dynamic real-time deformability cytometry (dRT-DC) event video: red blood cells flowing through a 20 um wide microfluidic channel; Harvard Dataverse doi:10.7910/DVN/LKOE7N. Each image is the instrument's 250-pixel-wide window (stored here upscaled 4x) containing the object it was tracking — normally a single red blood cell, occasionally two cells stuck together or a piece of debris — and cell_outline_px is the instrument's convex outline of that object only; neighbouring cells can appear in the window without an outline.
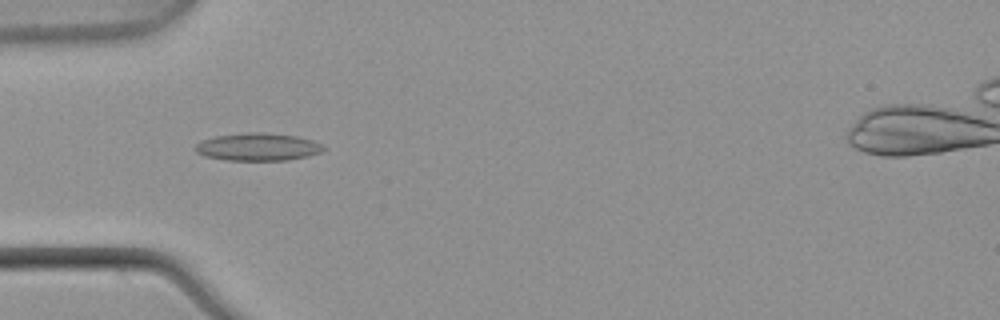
{"species": "common noctule bat (a hibernating species)", "species_latin": "Nyctalus noctula", "temperature_condition": "warm", "stored_images_in_passage": 53, "camera_frame_rate_fps": 3000, "um_per_image_px": 0.085, "animal": {"sex": "male", "body_mass_g": 21.5, "forearm_length_mm": 52.0}, "frame": {"image": 1, "passage_image": 17, "time_ms": 5.333, "image_size_px": [1000, 320], "cell_outline_px": [[328, 148], [320, 152], [308, 156], [288, 160], [228, 160], [204, 156], [196, 152], [196, 144], [200, 140], [216, 136], [248, 132], [268, 132], [296, 136], [312, 140], [324, 144]], "centroid_in_image_um": [21.95, 12.48], "position_along_channel_um": 63.0, "area_um2": 20.81}}
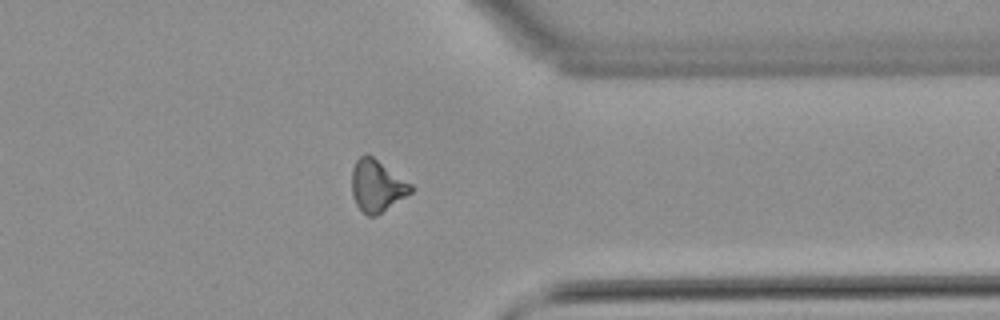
{"frame": {"image": 2, "passage_image": 42, "time_ms": 13.667, "image_size_px": [1000, 320], "cell_outline_px": [[416, 188], [412, 192], [376, 216], [368, 216], [356, 204], [352, 196], [352, 168], [356, 160], [364, 152], [368, 152], [412, 184]], "centroid_in_image_um": [32.04, 15.75], "position_along_channel_um": 379.4, "area_um2": 18.09}}
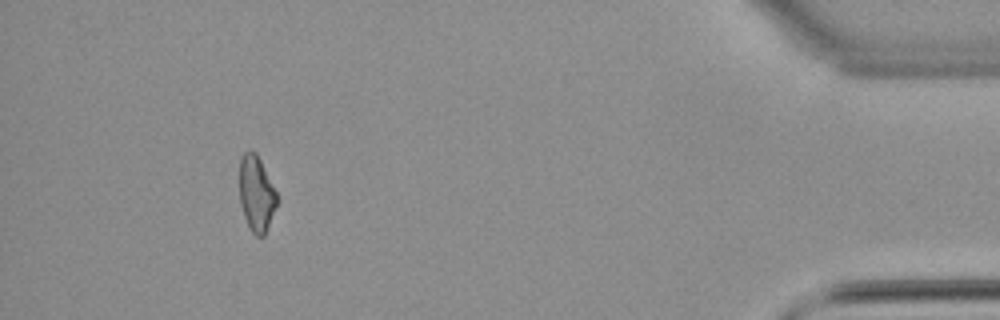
{"frame": {"image": 3, "passage_image": 49, "time_ms": 16.0, "image_size_px": [1000, 320], "cell_outline_px": [[276, 204], [264, 236], [256, 236], [252, 232], [244, 216], [240, 204], [240, 156], [248, 148], [252, 148], [256, 152], [276, 192]], "centroid_in_image_um": [21.76, 16.4], "position_along_channel_um": 413.4, "area_um2": 16.24}, "authors_computed_cell_mechanics": {"area_um2": 18.1492, "velocity_mm_per_s": 3.889, "shape_relaxation_time_tau1_ms": null, "shape_relaxation_time_tau2_ms": 3.9493, "deformation_change_tau1": null, "deformation_change_tau2": 0.1391}}